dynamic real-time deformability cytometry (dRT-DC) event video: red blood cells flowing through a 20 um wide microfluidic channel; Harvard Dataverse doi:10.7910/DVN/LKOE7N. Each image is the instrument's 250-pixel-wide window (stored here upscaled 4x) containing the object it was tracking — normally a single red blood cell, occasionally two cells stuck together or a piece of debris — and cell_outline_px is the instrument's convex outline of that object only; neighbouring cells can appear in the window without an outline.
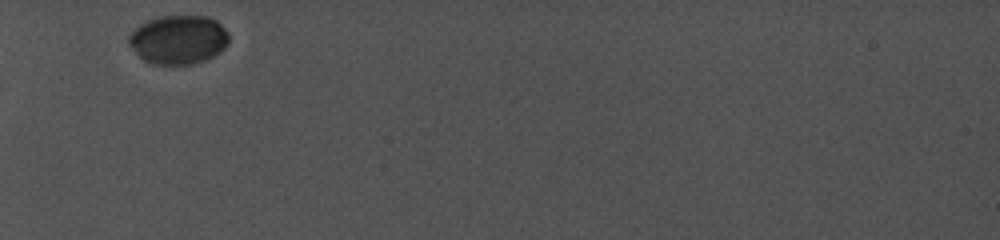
{"species": "common noctule bat (a hibernating species)", "species_latin": "Nyctalus noctula", "temperature_condition": "cold", "stored_images_in_passage": 30, "camera_frame_rate_fps": 5000, "um_per_image_px": 0.085, "animal": {"sex": "female", "body_mass_g": 19.0, "forearm_length_mm": 56.7}, "frame": {"image": 1, "passage_image": 1, "time_ms": 0.0, "image_size_px": [1000, 240], "cell_outline_px": [[228, 44], [220, 52], [204, 60], [192, 64], [152, 64], [144, 60], [128, 44], [128, 36], [140, 24], [148, 20], [160, 16], [208, 16], [216, 20], [228, 32]], "centroid_in_image_um": [15.17, 3.36], "position_along_channel_um": 69.8, "area_um2": 28.44}}
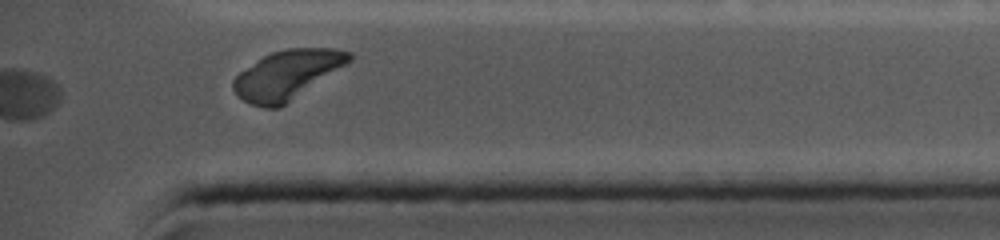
{"frame": {"image": 2, "passage_image": 30, "time_ms": 9.4, "image_size_px": [1000, 240], "cell_outline_px": [[352, 60], [348, 64], [280, 108], [264, 108], [252, 104], [236, 96], [232, 88], [232, 80], [240, 72], [264, 56], [272, 52], [288, 48], [336, 48], [352, 52]], "centroid_in_image_um": [24.43, 6.36], "position_along_channel_um": 410.8, "area_um2": 33.12}}